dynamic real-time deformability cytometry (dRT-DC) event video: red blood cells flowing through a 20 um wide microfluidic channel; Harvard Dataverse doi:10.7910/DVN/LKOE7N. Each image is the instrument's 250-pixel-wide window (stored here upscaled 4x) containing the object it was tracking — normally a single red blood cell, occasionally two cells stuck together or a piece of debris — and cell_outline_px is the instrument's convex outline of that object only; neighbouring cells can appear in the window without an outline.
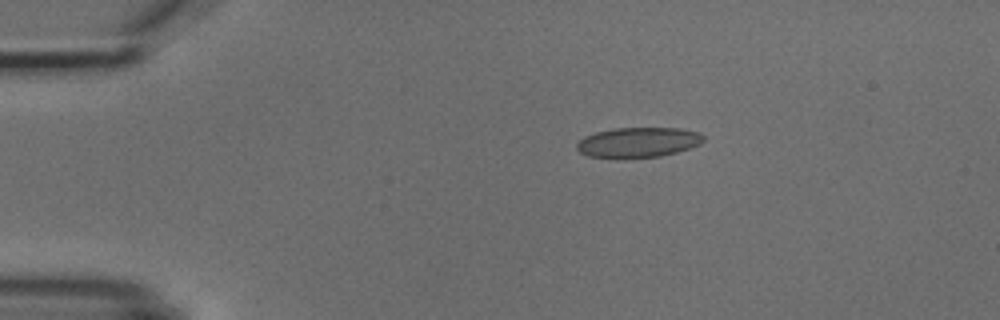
{"species": "common noctule bat (a hibernating species)", "species_latin": "Nyctalus noctula", "temperature_condition": "cold", "stored_images_in_passage": 3, "camera_frame_rate_fps": 3000, "um_per_image_px": 0.085, "animal": {"sex": "male", "body_mass_g": 18.8}, "frame": {"image": 1, "passage_image": 1, "time_ms": 0.0, "image_size_px": [1000, 320], "cell_outline_px": [[704, 140], [700, 144], [676, 152], [660, 156], [588, 156], [580, 152], [576, 148], [576, 144], [584, 136], [596, 132], [616, 128], [680, 128], [696, 132], [704, 136]], "centroid_in_image_um": [54.25, 12.07], "position_along_channel_um": 30.7, "area_um2": 21.5}}
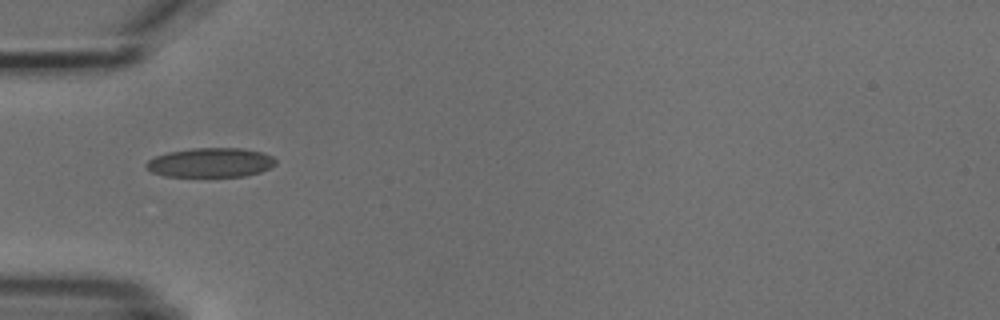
{"frame": {"image": 2, "passage_image": 3, "time_ms": 2.333, "image_size_px": [1000, 320], "cell_outline_px": [[276, 164], [260, 172], [244, 176], [164, 176], [152, 172], [144, 164], [148, 160], [156, 156], [168, 152], [192, 148], [240, 148], [264, 152], [272, 156], [276, 160]], "centroid_in_image_um": [17.91, 13.81], "position_along_channel_um": 67.1, "area_um2": 22.08}}